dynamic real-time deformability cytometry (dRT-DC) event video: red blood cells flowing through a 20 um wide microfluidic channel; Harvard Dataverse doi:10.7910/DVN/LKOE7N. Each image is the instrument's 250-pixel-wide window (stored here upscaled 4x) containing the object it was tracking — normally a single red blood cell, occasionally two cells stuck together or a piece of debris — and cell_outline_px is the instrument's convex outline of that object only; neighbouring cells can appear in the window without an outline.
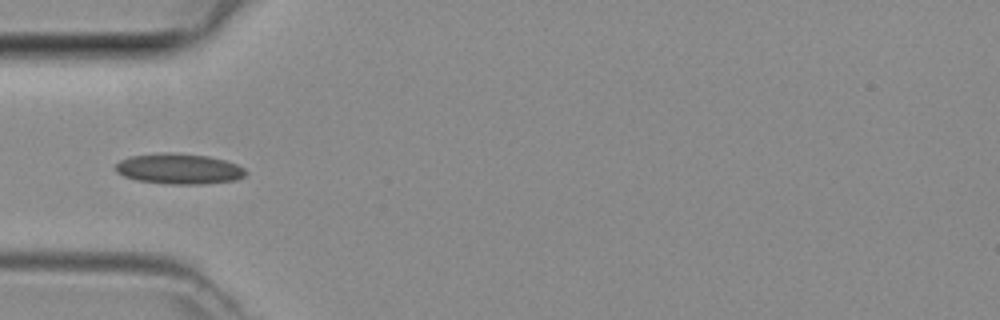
{"species": "common noctule bat (a hibernating species)", "species_latin": "Nyctalus noctula", "temperature_condition": "room temperature", "stored_images_in_passage": 35, "camera_frame_rate_fps": 3000, "um_per_image_px": 0.085, "animal": {"sex": "female", "body_mass_g": 29.2, "forearm_length_mm": 56.3}, "frame": {"image": 1, "passage_image": 7, "time_ms": 2.0, "image_size_px": [1000, 320], "cell_outline_px": [[248, 172], [244, 176], [236, 180], [204, 184], [172, 184], [136, 180], [124, 176], [116, 172], [116, 164], [120, 160], [132, 156], [168, 152], [208, 156], [224, 160], [236, 164], [244, 168]], "centroid_in_image_um": [15.23, 14.35], "position_along_channel_um": 69.8, "area_um2": 23.0}}
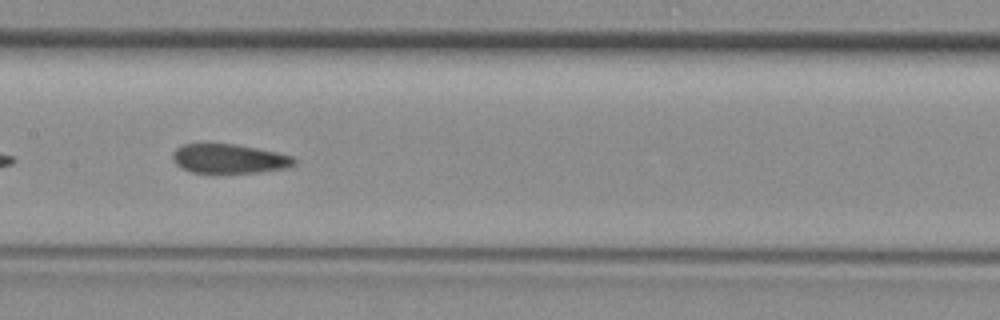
{"frame": {"image": 2, "passage_image": 15, "time_ms": 4.667, "image_size_px": [1000, 320], "cell_outline_px": [[296, 164], [288, 168], [256, 172], [220, 176], [212, 176], [192, 172], [176, 164], [172, 160], [172, 152], [176, 148], [184, 144], [232, 144], [256, 148], [292, 156], [296, 160]], "centroid_in_image_um": [19.44, 13.55], "position_along_channel_um": 188.0, "area_um2": 21.44}}
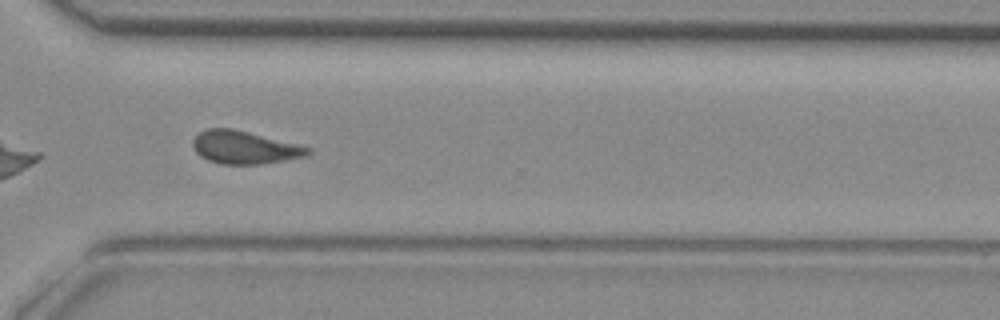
{"frame": {"image": 3, "passage_image": 26, "time_ms": 8.333, "image_size_px": [1000, 320], "cell_outline_px": [[312, 152], [308, 156], [264, 164], [220, 164], [208, 160], [200, 156], [196, 152], [192, 144], [192, 140], [200, 132], [208, 128], [232, 128], [312, 148]], "centroid_in_image_um": [20.79, 12.54], "position_along_channel_um": 349.8, "area_um2": 22.02}}